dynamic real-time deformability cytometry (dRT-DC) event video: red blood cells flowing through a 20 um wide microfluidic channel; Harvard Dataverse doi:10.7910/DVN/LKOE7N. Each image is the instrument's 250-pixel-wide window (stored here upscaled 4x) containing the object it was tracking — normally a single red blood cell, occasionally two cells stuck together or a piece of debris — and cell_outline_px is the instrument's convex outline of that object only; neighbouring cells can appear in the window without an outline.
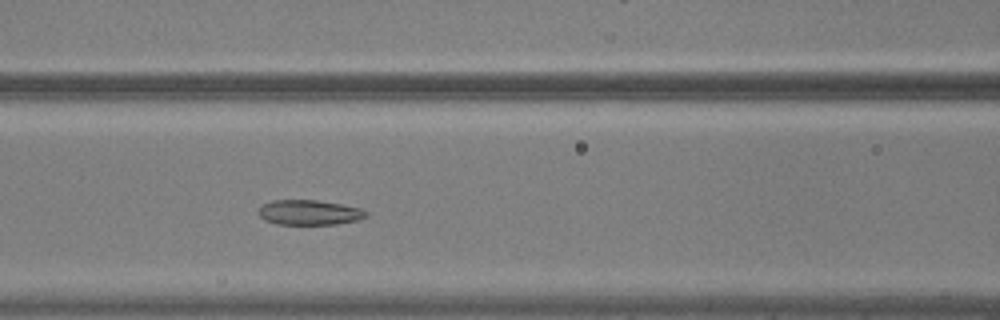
{"species": "common noctule bat (a hibernating species)", "species_latin": "Nyctalus noctula", "temperature_condition": "warm", "stored_images_in_passage": 49, "camera_frame_rate_fps": 3000, "um_per_image_px": 0.085, "animal": {"sex": "male", "body_mass_g": 20.5, "forearm_length_mm": 52.5}, "frame": {"image": 1, "passage_image": 19, "time_ms": 6.0, "image_size_px": [1000, 320], "cell_outline_px": [[368, 216], [356, 220], [336, 224], [276, 224], [264, 220], [256, 212], [264, 204], [272, 200], [316, 200], [340, 204], [360, 208], [368, 212]], "centroid_in_image_um": [26.27, 18.06], "position_along_channel_um": 140.3, "area_um2": 15.61}}
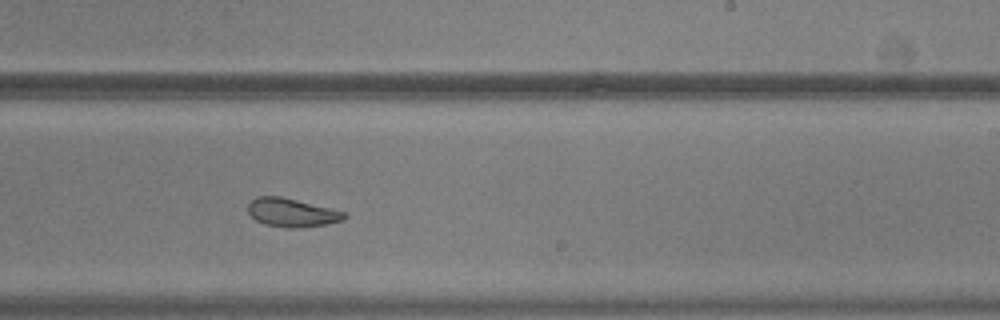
{"frame": {"image": 2, "passage_image": 29, "time_ms": 9.333, "image_size_px": [1000, 320], "cell_outline_px": [[348, 216], [344, 220], [324, 224], [296, 228], [288, 228], [264, 224], [256, 220], [248, 212], [248, 204], [256, 196], [280, 196], [344, 212]], "centroid_in_image_um": [24.77, 18.07], "position_along_channel_um": 264.2, "area_um2": 15.72}}
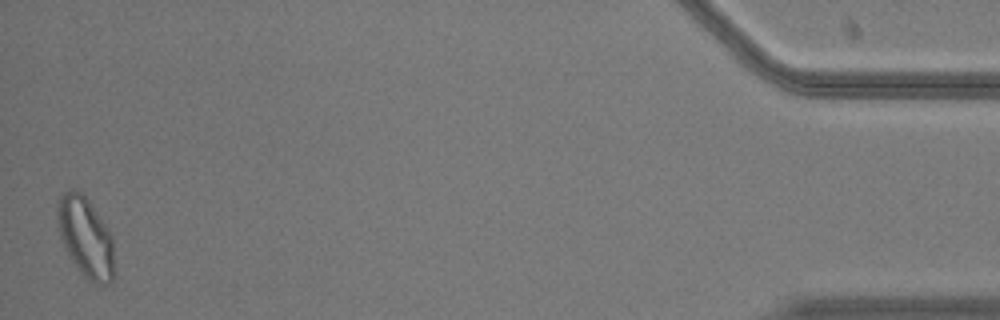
{"frame": {"image": 3, "passage_image": 49, "time_ms": 16.0, "image_size_px": [1000, 320], "cell_outline_px": [[112, 280], [108, 284], [96, 284], [88, 280], [84, 276], [72, 260], [64, 248], [56, 224], [56, 204], [60, 196], [68, 188], [72, 188], [80, 192], [88, 200], [112, 232]], "centroid_in_image_um": [7.23, 20.11], "position_along_channel_um": 428.0, "area_um2": 26.59}, "authors_computed_cell_mechanics": {"area_um2": 18.7272, "velocity_mm_per_s": 3.7238, "shape_relaxation_time_tau1_ms": null, "shape_relaxation_time_tau2_ms": 2.6761, "deformation_change_tau1": null, "deformation_change_tau2": 0.0961}}